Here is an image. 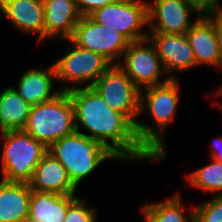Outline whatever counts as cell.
Wrapping results in <instances>:
<instances>
[{
    "label": "cell",
    "mask_w": 222,
    "mask_h": 222,
    "mask_svg": "<svg viewBox=\"0 0 222 222\" xmlns=\"http://www.w3.org/2000/svg\"><path fill=\"white\" fill-rule=\"evenodd\" d=\"M31 188L25 182H0V222H27Z\"/></svg>",
    "instance_id": "ac0fdd59"
},
{
    "label": "cell",
    "mask_w": 222,
    "mask_h": 222,
    "mask_svg": "<svg viewBox=\"0 0 222 222\" xmlns=\"http://www.w3.org/2000/svg\"><path fill=\"white\" fill-rule=\"evenodd\" d=\"M118 66L140 90L163 84L170 79L165 77L164 80L160 81L161 75L165 74V71L160 57L148 37L131 42L123 53Z\"/></svg>",
    "instance_id": "30bf717a"
},
{
    "label": "cell",
    "mask_w": 222,
    "mask_h": 222,
    "mask_svg": "<svg viewBox=\"0 0 222 222\" xmlns=\"http://www.w3.org/2000/svg\"><path fill=\"white\" fill-rule=\"evenodd\" d=\"M48 151L65 167L73 184L91 175L106 160H119L109 148L80 132H73L60 138Z\"/></svg>",
    "instance_id": "3957f363"
},
{
    "label": "cell",
    "mask_w": 222,
    "mask_h": 222,
    "mask_svg": "<svg viewBox=\"0 0 222 222\" xmlns=\"http://www.w3.org/2000/svg\"><path fill=\"white\" fill-rule=\"evenodd\" d=\"M0 134L4 143L1 157L2 180L29 183L48 148L24 130Z\"/></svg>",
    "instance_id": "5b68a950"
},
{
    "label": "cell",
    "mask_w": 222,
    "mask_h": 222,
    "mask_svg": "<svg viewBox=\"0 0 222 222\" xmlns=\"http://www.w3.org/2000/svg\"><path fill=\"white\" fill-rule=\"evenodd\" d=\"M45 16V38L62 37L64 40L73 35V31L82 17L74 0H42Z\"/></svg>",
    "instance_id": "e0dca14e"
},
{
    "label": "cell",
    "mask_w": 222,
    "mask_h": 222,
    "mask_svg": "<svg viewBox=\"0 0 222 222\" xmlns=\"http://www.w3.org/2000/svg\"><path fill=\"white\" fill-rule=\"evenodd\" d=\"M0 12L20 32L45 39V16L42 0H0Z\"/></svg>",
    "instance_id": "5bb4252c"
},
{
    "label": "cell",
    "mask_w": 222,
    "mask_h": 222,
    "mask_svg": "<svg viewBox=\"0 0 222 222\" xmlns=\"http://www.w3.org/2000/svg\"><path fill=\"white\" fill-rule=\"evenodd\" d=\"M191 13H196L197 16L192 23ZM200 16L199 12L184 0L148 2L149 33L186 34Z\"/></svg>",
    "instance_id": "8fae6325"
},
{
    "label": "cell",
    "mask_w": 222,
    "mask_h": 222,
    "mask_svg": "<svg viewBox=\"0 0 222 222\" xmlns=\"http://www.w3.org/2000/svg\"><path fill=\"white\" fill-rule=\"evenodd\" d=\"M176 79H169L159 85L140 90V115L146 110L155 121V126L138 119L135 131L140 143L158 160L166 157L164 138L161 135L166 126L173 121L179 103V84Z\"/></svg>",
    "instance_id": "7a4b0ae2"
},
{
    "label": "cell",
    "mask_w": 222,
    "mask_h": 222,
    "mask_svg": "<svg viewBox=\"0 0 222 222\" xmlns=\"http://www.w3.org/2000/svg\"><path fill=\"white\" fill-rule=\"evenodd\" d=\"M193 7L200 15H211L222 10L219 0H184Z\"/></svg>",
    "instance_id": "484cf974"
},
{
    "label": "cell",
    "mask_w": 222,
    "mask_h": 222,
    "mask_svg": "<svg viewBox=\"0 0 222 222\" xmlns=\"http://www.w3.org/2000/svg\"><path fill=\"white\" fill-rule=\"evenodd\" d=\"M81 16H89L91 13L118 0H74Z\"/></svg>",
    "instance_id": "d4e9b609"
},
{
    "label": "cell",
    "mask_w": 222,
    "mask_h": 222,
    "mask_svg": "<svg viewBox=\"0 0 222 222\" xmlns=\"http://www.w3.org/2000/svg\"><path fill=\"white\" fill-rule=\"evenodd\" d=\"M31 105L9 86L0 91V133L23 130Z\"/></svg>",
    "instance_id": "ffe728a7"
},
{
    "label": "cell",
    "mask_w": 222,
    "mask_h": 222,
    "mask_svg": "<svg viewBox=\"0 0 222 222\" xmlns=\"http://www.w3.org/2000/svg\"><path fill=\"white\" fill-rule=\"evenodd\" d=\"M96 23L116 30L131 42L148 37L142 31L148 25V2L143 0H118L97 9L89 15Z\"/></svg>",
    "instance_id": "ba28073f"
},
{
    "label": "cell",
    "mask_w": 222,
    "mask_h": 222,
    "mask_svg": "<svg viewBox=\"0 0 222 222\" xmlns=\"http://www.w3.org/2000/svg\"><path fill=\"white\" fill-rule=\"evenodd\" d=\"M212 159L222 163V136H217L211 143Z\"/></svg>",
    "instance_id": "4316f807"
},
{
    "label": "cell",
    "mask_w": 222,
    "mask_h": 222,
    "mask_svg": "<svg viewBox=\"0 0 222 222\" xmlns=\"http://www.w3.org/2000/svg\"><path fill=\"white\" fill-rule=\"evenodd\" d=\"M182 206L181 197L176 193L164 201L144 205L141 211L145 222H194V208L188 210L187 216Z\"/></svg>",
    "instance_id": "44dd1931"
},
{
    "label": "cell",
    "mask_w": 222,
    "mask_h": 222,
    "mask_svg": "<svg viewBox=\"0 0 222 222\" xmlns=\"http://www.w3.org/2000/svg\"><path fill=\"white\" fill-rule=\"evenodd\" d=\"M77 46L102 55L118 65L131 41L122 33L100 25L89 16H82L69 38Z\"/></svg>",
    "instance_id": "9c48e42d"
},
{
    "label": "cell",
    "mask_w": 222,
    "mask_h": 222,
    "mask_svg": "<svg viewBox=\"0 0 222 222\" xmlns=\"http://www.w3.org/2000/svg\"><path fill=\"white\" fill-rule=\"evenodd\" d=\"M54 80H57L54 64L48 69L39 67L27 70L20 76L15 91L31 106L53 100L62 90L53 93Z\"/></svg>",
    "instance_id": "2e32d148"
},
{
    "label": "cell",
    "mask_w": 222,
    "mask_h": 222,
    "mask_svg": "<svg viewBox=\"0 0 222 222\" xmlns=\"http://www.w3.org/2000/svg\"><path fill=\"white\" fill-rule=\"evenodd\" d=\"M194 222H222V195L194 207Z\"/></svg>",
    "instance_id": "603a6c76"
},
{
    "label": "cell",
    "mask_w": 222,
    "mask_h": 222,
    "mask_svg": "<svg viewBox=\"0 0 222 222\" xmlns=\"http://www.w3.org/2000/svg\"><path fill=\"white\" fill-rule=\"evenodd\" d=\"M213 162L185 175L193 188L222 195V163Z\"/></svg>",
    "instance_id": "7402d4cb"
},
{
    "label": "cell",
    "mask_w": 222,
    "mask_h": 222,
    "mask_svg": "<svg viewBox=\"0 0 222 222\" xmlns=\"http://www.w3.org/2000/svg\"><path fill=\"white\" fill-rule=\"evenodd\" d=\"M85 199L76 198L67 209L64 222H97L96 212L93 207H87Z\"/></svg>",
    "instance_id": "cb8c5ba5"
},
{
    "label": "cell",
    "mask_w": 222,
    "mask_h": 222,
    "mask_svg": "<svg viewBox=\"0 0 222 222\" xmlns=\"http://www.w3.org/2000/svg\"><path fill=\"white\" fill-rule=\"evenodd\" d=\"M30 188L36 192L55 194H75L73 184L65 167L49 151L34 170Z\"/></svg>",
    "instance_id": "9a60e30c"
},
{
    "label": "cell",
    "mask_w": 222,
    "mask_h": 222,
    "mask_svg": "<svg viewBox=\"0 0 222 222\" xmlns=\"http://www.w3.org/2000/svg\"><path fill=\"white\" fill-rule=\"evenodd\" d=\"M114 111L134 126L140 115V89L118 66L111 65L92 86Z\"/></svg>",
    "instance_id": "52a82bcc"
},
{
    "label": "cell",
    "mask_w": 222,
    "mask_h": 222,
    "mask_svg": "<svg viewBox=\"0 0 222 222\" xmlns=\"http://www.w3.org/2000/svg\"><path fill=\"white\" fill-rule=\"evenodd\" d=\"M217 94L222 96V86H220V88L218 89V92L216 93V95Z\"/></svg>",
    "instance_id": "f1b7e54d"
},
{
    "label": "cell",
    "mask_w": 222,
    "mask_h": 222,
    "mask_svg": "<svg viewBox=\"0 0 222 222\" xmlns=\"http://www.w3.org/2000/svg\"><path fill=\"white\" fill-rule=\"evenodd\" d=\"M194 52L196 67L211 65L221 69V54L215 31V12L201 15L185 34Z\"/></svg>",
    "instance_id": "4fadbf2b"
},
{
    "label": "cell",
    "mask_w": 222,
    "mask_h": 222,
    "mask_svg": "<svg viewBox=\"0 0 222 222\" xmlns=\"http://www.w3.org/2000/svg\"><path fill=\"white\" fill-rule=\"evenodd\" d=\"M167 77L176 79L173 72L196 67L194 52L185 34L148 33Z\"/></svg>",
    "instance_id": "7c38bea8"
},
{
    "label": "cell",
    "mask_w": 222,
    "mask_h": 222,
    "mask_svg": "<svg viewBox=\"0 0 222 222\" xmlns=\"http://www.w3.org/2000/svg\"><path fill=\"white\" fill-rule=\"evenodd\" d=\"M66 40L74 46V49L70 46L68 52L53 63L57 80L69 82L61 90L68 91L73 88H80L81 85L84 87L93 86L112 64L102 55L83 49L70 39ZM71 83H74L75 86Z\"/></svg>",
    "instance_id": "8992f818"
},
{
    "label": "cell",
    "mask_w": 222,
    "mask_h": 222,
    "mask_svg": "<svg viewBox=\"0 0 222 222\" xmlns=\"http://www.w3.org/2000/svg\"><path fill=\"white\" fill-rule=\"evenodd\" d=\"M23 130L47 148L75 132L74 108L68 93L62 91L51 101L31 106Z\"/></svg>",
    "instance_id": "277c9868"
},
{
    "label": "cell",
    "mask_w": 222,
    "mask_h": 222,
    "mask_svg": "<svg viewBox=\"0 0 222 222\" xmlns=\"http://www.w3.org/2000/svg\"><path fill=\"white\" fill-rule=\"evenodd\" d=\"M75 194L31 192L27 222H64L68 206Z\"/></svg>",
    "instance_id": "d6986e66"
},
{
    "label": "cell",
    "mask_w": 222,
    "mask_h": 222,
    "mask_svg": "<svg viewBox=\"0 0 222 222\" xmlns=\"http://www.w3.org/2000/svg\"><path fill=\"white\" fill-rule=\"evenodd\" d=\"M215 31L221 54V68H222V10L215 12Z\"/></svg>",
    "instance_id": "83f0119b"
},
{
    "label": "cell",
    "mask_w": 222,
    "mask_h": 222,
    "mask_svg": "<svg viewBox=\"0 0 222 222\" xmlns=\"http://www.w3.org/2000/svg\"><path fill=\"white\" fill-rule=\"evenodd\" d=\"M66 92L74 108L77 132L100 141L119 160H157L138 140L135 126L123 114L108 106L92 86ZM80 128L88 133L81 132Z\"/></svg>",
    "instance_id": "6da1fadb"
}]
</instances>
